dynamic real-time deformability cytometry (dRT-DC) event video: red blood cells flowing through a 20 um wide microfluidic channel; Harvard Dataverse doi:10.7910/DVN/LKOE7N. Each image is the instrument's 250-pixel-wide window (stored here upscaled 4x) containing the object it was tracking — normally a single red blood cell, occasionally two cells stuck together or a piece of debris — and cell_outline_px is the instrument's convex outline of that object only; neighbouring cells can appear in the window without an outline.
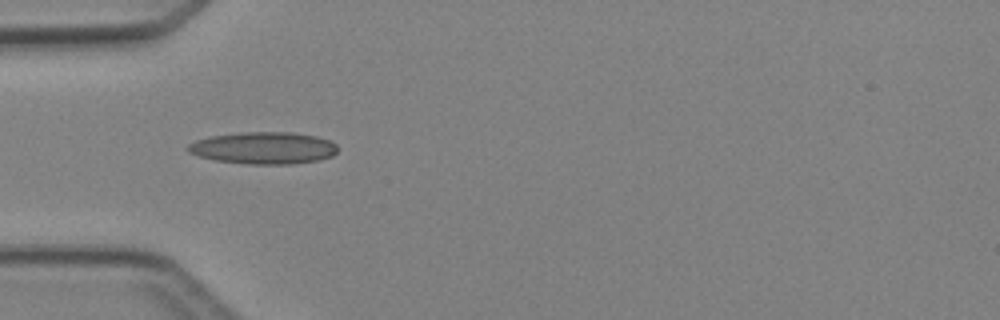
{"species": "Egyptian fruit bat (a non-hibernating species)", "species_latin": "Rousettus aegyptiacus", "temperature_condition": "cold", "stored_images_in_passage": 4, "camera_frame_rate_fps": 3000, "um_per_image_px": 0.085, "animal": {"sex": "female"}, "frame": {"image": 1, "passage_image": 3, "time_ms": 2.667, "image_size_px": [1000, 320], "cell_outline_px": [[336, 152], [332, 156], [316, 160], [292, 164], [248, 164], [216, 160], [200, 156], [188, 152], [184, 148], [188, 144], [196, 140], [212, 136], [244, 132], [292, 132], [316, 136], [328, 140], [336, 144]], "centroid_in_image_um": [22.38, 12.57], "position_along_channel_um": 62.6, "area_um2": 27.8}}
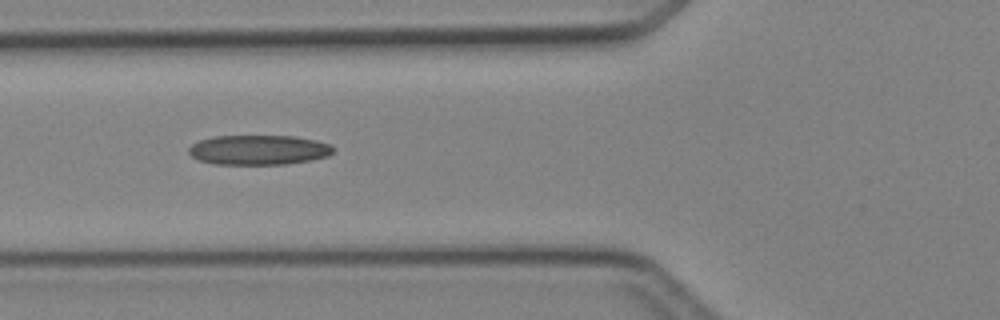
{"frame": {"image": 2, "passage_image": 4, "time_ms": 3.667, "image_size_px": [1000, 320], "cell_outline_px": [[332, 152], [328, 156], [312, 160], [288, 164], [212, 164], [200, 160], [192, 156], [188, 152], [188, 148], [192, 144], [200, 140], [212, 136], [292, 136], [316, 140], [328, 144], [332, 148]], "centroid_in_image_um": [21.96, 12.74], "position_along_channel_um": 103.8, "area_um2": 25.03}}